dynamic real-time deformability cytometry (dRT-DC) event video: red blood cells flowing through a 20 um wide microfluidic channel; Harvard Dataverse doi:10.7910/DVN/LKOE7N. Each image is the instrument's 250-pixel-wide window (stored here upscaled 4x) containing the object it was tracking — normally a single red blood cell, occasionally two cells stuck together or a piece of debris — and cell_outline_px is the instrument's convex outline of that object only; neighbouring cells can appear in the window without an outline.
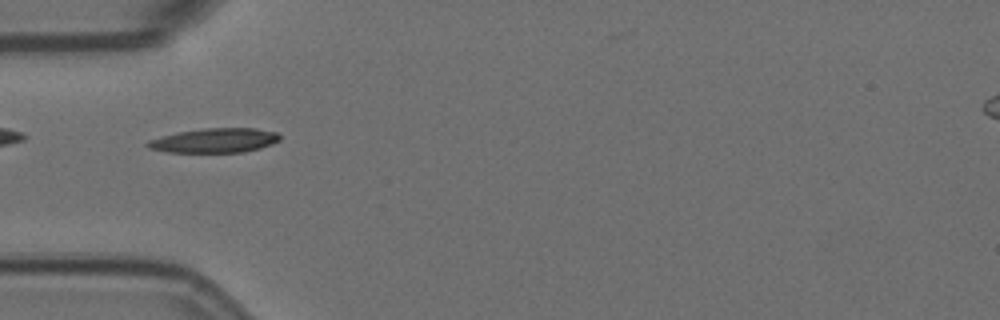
{"species": "Egyptian fruit bat (a non-hibernating species)", "species_latin": "Rousettus aegyptiacus", "temperature_condition": "room temperature", "stored_images_in_passage": 8, "camera_frame_rate_fps": 3000, "um_per_image_px": 0.085, "animal": {"sex": "female"}, "frame": {"image": 1, "passage_image": 6, "time_ms": 1.667, "image_size_px": [1000, 320], "cell_outline_px": [[280, 140], [272, 144], [260, 148], [244, 152], [168, 152], [148, 148], [144, 144], [148, 140], [180, 132], [204, 128], [256, 128], [276, 132], [280, 136]], "centroid_in_image_um": [18.26, 11.94], "position_along_channel_um": 66.7, "area_um2": 18.73}}
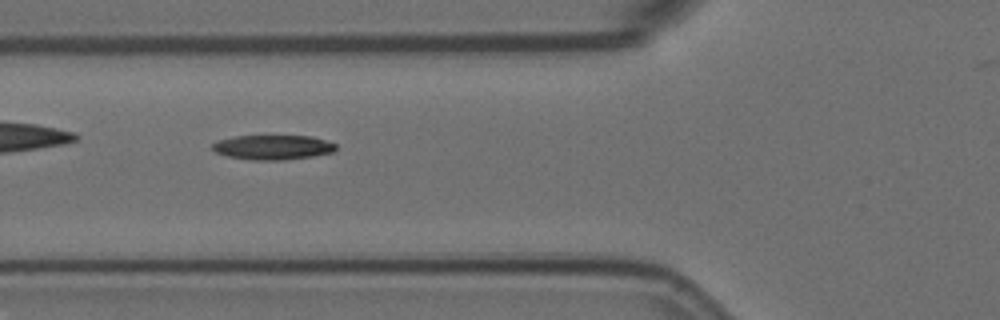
{"frame": {"image": 2, "passage_image": 7, "time_ms": 2.0, "image_size_px": [1000, 320], "cell_outline_px": [[336, 148], [332, 152], [312, 156], [284, 160], [252, 160], [228, 156], [216, 152], [212, 148], [212, 144], [220, 140], [236, 136], [312, 136], [336, 144]], "centroid_in_image_um": [23.2, 12.52], "position_along_channel_um": 102.6, "area_um2": 17.51}}
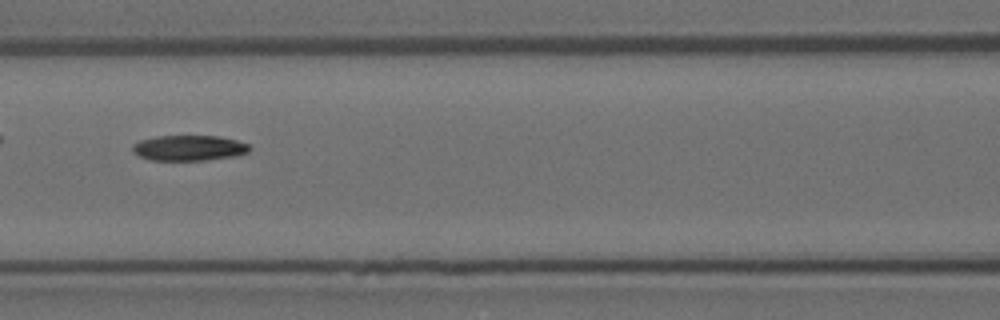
{"frame": {"image": 3, "passage_image": 8, "time_ms": 2.333, "image_size_px": [1000, 320], "cell_outline_px": [[252, 148], [248, 152], [232, 156], [204, 160], [148, 160], [132, 152], [132, 144], [140, 140], [156, 136], [220, 136], [236, 140], [248, 144]], "centroid_in_image_um": [16.03, 12.57], "position_along_channel_um": 150.6, "area_um2": 17.34}}